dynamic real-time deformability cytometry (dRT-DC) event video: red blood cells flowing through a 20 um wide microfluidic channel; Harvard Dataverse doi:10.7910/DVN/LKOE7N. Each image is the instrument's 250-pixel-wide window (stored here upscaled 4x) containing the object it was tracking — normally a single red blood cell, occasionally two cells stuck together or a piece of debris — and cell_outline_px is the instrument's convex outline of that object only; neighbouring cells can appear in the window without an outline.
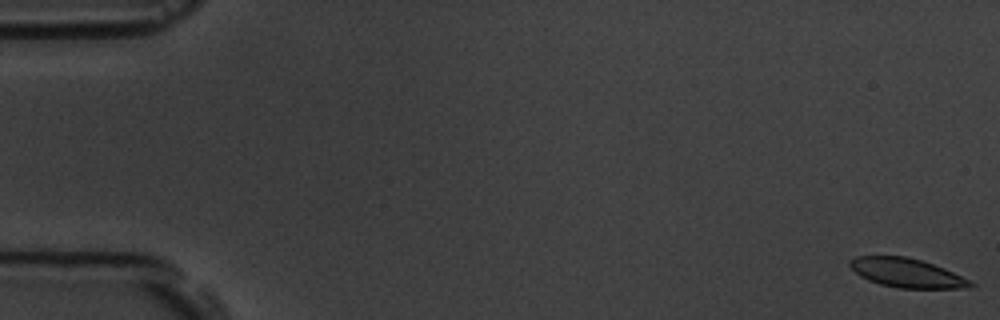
{"species": "common noctule bat (a hibernating species)", "species_latin": "Nyctalus noctula", "temperature_condition": "room temperature", "stored_images_in_passage": 5, "segment_of_instrument_passage": [2, 2], "camera_frame_rate_fps": 3000, "um_per_image_px": 0.085, "animal": {"sex": "male", "body_mass_g": 19.5, "forearm_length_mm": 54.6}, "frame": {"image": 1, "passage_image": 5, "time_ms": 4.667, "image_size_px": [1000, 320], "cell_outline_px": [[976, 284], [968, 288], [900, 288], [880, 284], [868, 280], [860, 276], [848, 264], [848, 260], [856, 256], [908, 256], [944, 268], [972, 280]], "centroid_in_image_um": [77.09, 23.19], "position_along_channel_um": 7.9, "area_um2": 20.46}}